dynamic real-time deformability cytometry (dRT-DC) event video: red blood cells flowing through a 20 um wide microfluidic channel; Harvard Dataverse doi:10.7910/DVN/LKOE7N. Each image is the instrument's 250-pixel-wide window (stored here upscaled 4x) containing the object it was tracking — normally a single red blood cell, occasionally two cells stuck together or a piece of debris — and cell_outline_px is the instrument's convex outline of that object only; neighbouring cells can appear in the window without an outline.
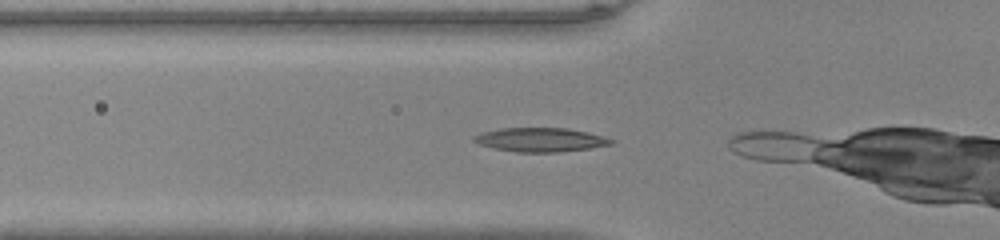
{"species": "common noctule bat (a hibernating species)", "species_latin": "Nyctalus noctula", "temperature_condition": "warm", "stored_images_in_passage": 6, "camera_frame_rate_fps": 3000, "um_per_image_px": 0.085, "animal": {"sex": "male", "body_mass_g": 20.0, "forearm_length_mm": 53.3}, "frame": {"image": 1, "passage_image": 4, "time_ms": 1.0, "image_size_px": [1000, 240], "cell_outline_px": [[616, 144], [560, 152], [516, 152], [496, 148], [480, 144], [472, 140], [472, 136], [480, 132], [500, 128], [568, 128], [588, 132], [604, 136], [616, 140]], "centroid_in_image_um": [45.97, 11.87], "position_along_channel_um": 79.8, "area_um2": 19.31}}